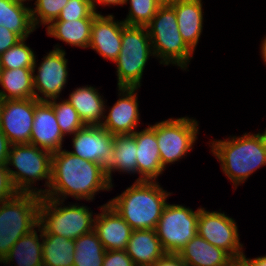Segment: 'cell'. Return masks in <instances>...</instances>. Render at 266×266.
<instances>
[{
  "label": "cell",
  "mask_w": 266,
  "mask_h": 266,
  "mask_svg": "<svg viewBox=\"0 0 266 266\" xmlns=\"http://www.w3.org/2000/svg\"><path fill=\"white\" fill-rule=\"evenodd\" d=\"M112 187L102 165L60 149L52 154L50 188L43 197L65 202L72 196L78 201H92L97 192Z\"/></svg>",
  "instance_id": "1"
},
{
  "label": "cell",
  "mask_w": 266,
  "mask_h": 266,
  "mask_svg": "<svg viewBox=\"0 0 266 266\" xmlns=\"http://www.w3.org/2000/svg\"><path fill=\"white\" fill-rule=\"evenodd\" d=\"M211 153L219 160L222 172L235 186L244 183L260 167L266 165V129L243 136H229L209 142Z\"/></svg>",
  "instance_id": "2"
},
{
  "label": "cell",
  "mask_w": 266,
  "mask_h": 266,
  "mask_svg": "<svg viewBox=\"0 0 266 266\" xmlns=\"http://www.w3.org/2000/svg\"><path fill=\"white\" fill-rule=\"evenodd\" d=\"M169 196L158 181H135L107 203L133 230H155Z\"/></svg>",
  "instance_id": "3"
},
{
  "label": "cell",
  "mask_w": 266,
  "mask_h": 266,
  "mask_svg": "<svg viewBox=\"0 0 266 266\" xmlns=\"http://www.w3.org/2000/svg\"><path fill=\"white\" fill-rule=\"evenodd\" d=\"M146 28L154 58L160 59V64L166 66L173 64L186 71L194 51L179 33L174 8L172 6L159 7Z\"/></svg>",
  "instance_id": "4"
},
{
  "label": "cell",
  "mask_w": 266,
  "mask_h": 266,
  "mask_svg": "<svg viewBox=\"0 0 266 266\" xmlns=\"http://www.w3.org/2000/svg\"><path fill=\"white\" fill-rule=\"evenodd\" d=\"M6 166L19 193H32L43 197L50 188L52 153L31 144H13ZM9 166H14L17 170ZM40 180H45L44 187L47 189H37L34 186Z\"/></svg>",
  "instance_id": "5"
},
{
  "label": "cell",
  "mask_w": 266,
  "mask_h": 266,
  "mask_svg": "<svg viewBox=\"0 0 266 266\" xmlns=\"http://www.w3.org/2000/svg\"><path fill=\"white\" fill-rule=\"evenodd\" d=\"M41 199L38 194L18 193L0 202V263L23 235L37 228Z\"/></svg>",
  "instance_id": "6"
},
{
  "label": "cell",
  "mask_w": 266,
  "mask_h": 266,
  "mask_svg": "<svg viewBox=\"0 0 266 266\" xmlns=\"http://www.w3.org/2000/svg\"><path fill=\"white\" fill-rule=\"evenodd\" d=\"M154 56L146 26L123 25L121 50L116 63L117 88H140L143 72Z\"/></svg>",
  "instance_id": "7"
},
{
  "label": "cell",
  "mask_w": 266,
  "mask_h": 266,
  "mask_svg": "<svg viewBox=\"0 0 266 266\" xmlns=\"http://www.w3.org/2000/svg\"><path fill=\"white\" fill-rule=\"evenodd\" d=\"M63 202L42 197L38 224L42 234L61 235L76 240L94 230L95 217L88 206L77 203L65 206Z\"/></svg>",
  "instance_id": "8"
},
{
  "label": "cell",
  "mask_w": 266,
  "mask_h": 266,
  "mask_svg": "<svg viewBox=\"0 0 266 266\" xmlns=\"http://www.w3.org/2000/svg\"><path fill=\"white\" fill-rule=\"evenodd\" d=\"M198 121L189 117L169 118L155 123V134L162 166L179 161L194 147Z\"/></svg>",
  "instance_id": "9"
},
{
  "label": "cell",
  "mask_w": 266,
  "mask_h": 266,
  "mask_svg": "<svg viewBox=\"0 0 266 266\" xmlns=\"http://www.w3.org/2000/svg\"><path fill=\"white\" fill-rule=\"evenodd\" d=\"M199 208L167 203L156 227V233L166 253L178 254L197 234Z\"/></svg>",
  "instance_id": "10"
},
{
  "label": "cell",
  "mask_w": 266,
  "mask_h": 266,
  "mask_svg": "<svg viewBox=\"0 0 266 266\" xmlns=\"http://www.w3.org/2000/svg\"><path fill=\"white\" fill-rule=\"evenodd\" d=\"M198 235L215 247L227 251L236 261L244 256L236 221L225 213L199 208Z\"/></svg>",
  "instance_id": "11"
},
{
  "label": "cell",
  "mask_w": 266,
  "mask_h": 266,
  "mask_svg": "<svg viewBox=\"0 0 266 266\" xmlns=\"http://www.w3.org/2000/svg\"><path fill=\"white\" fill-rule=\"evenodd\" d=\"M60 45L54 46L43 61L37 65L36 59L33 66V86L35 99L38 101H51L58 99L68 82V59L66 52ZM38 66V68H37ZM37 73H35V71ZM41 95V96H40Z\"/></svg>",
  "instance_id": "12"
},
{
  "label": "cell",
  "mask_w": 266,
  "mask_h": 266,
  "mask_svg": "<svg viewBox=\"0 0 266 266\" xmlns=\"http://www.w3.org/2000/svg\"><path fill=\"white\" fill-rule=\"evenodd\" d=\"M35 98L3 100L0 130L10 143L29 144L34 121Z\"/></svg>",
  "instance_id": "13"
},
{
  "label": "cell",
  "mask_w": 266,
  "mask_h": 266,
  "mask_svg": "<svg viewBox=\"0 0 266 266\" xmlns=\"http://www.w3.org/2000/svg\"><path fill=\"white\" fill-rule=\"evenodd\" d=\"M113 138L102 126L85 125L73 134L74 149L69 152L106 168L113 158Z\"/></svg>",
  "instance_id": "14"
},
{
  "label": "cell",
  "mask_w": 266,
  "mask_h": 266,
  "mask_svg": "<svg viewBox=\"0 0 266 266\" xmlns=\"http://www.w3.org/2000/svg\"><path fill=\"white\" fill-rule=\"evenodd\" d=\"M137 88H118L119 99L101 124L112 135H132L140 120Z\"/></svg>",
  "instance_id": "15"
},
{
  "label": "cell",
  "mask_w": 266,
  "mask_h": 266,
  "mask_svg": "<svg viewBox=\"0 0 266 266\" xmlns=\"http://www.w3.org/2000/svg\"><path fill=\"white\" fill-rule=\"evenodd\" d=\"M115 16L97 14L91 26L89 48L96 51L105 60L115 62L122 44L123 21L115 20Z\"/></svg>",
  "instance_id": "16"
},
{
  "label": "cell",
  "mask_w": 266,
  "mask_h": 266,
  "mask_svg": "<svg viewBox=\"0 0 266 266\" xmlns=\"http://www.w3.org/2000/svg\"><path fill=\"white\" fill-rule=\"evenodd\" d=\"M63 139L65 138L57 123L52 105L48 101H39L35 106L29 144L53 154L63 149Z\"/></svg>",
  "instance_id": "17"
},
{
  "label": "cell",
  "mask_w": 266,
  "mask_h": 266,
  "mask_svg": "<svg viewBox=\"0 0 266 266\" xmlns=\"http://www.w3.org/2000/svg\"><path fill=\"white\" fill-rule=\"evenodd\" d=\"M95 213L94 231L103 247L108 250H125L133 229L108 203Z\"/></svg>",
  "instance_id": "18"
},
{
  "label": "cell",
  "mask_w": 266,
  "mask_h": 266,
  "mask_svg": "<svg viewBox=\"0 0 266 266\" xmlns=\"http://www.w3.org/2000/svg\"><path fill=\"white\" fill-rule=\"evenodd\" d=\"M132 136L137 145V174H140L136 181H157L165 168L161 164L155 124H148L145 129L135 131Z\"/></svg>",
  "instance_id": "19"
},
{
  "label": "cell",
  "mask_w": 266,
  "mask_h": 266,
  "mask_svg": "<svg viewBox=\"0 0 266 266\" xmlns=\"http://www.w3.org/2000/svg\"><path fill=\"white\" fill-rule=\"evenodd\" d=\"M178 255L187 266H233L237 262L227 251L215 247L198 234Z\"/></svg>",
  "instance_id": "20"
},
{
  "label": "cell",
  "mask_w": 266,
  "mask_h": 266,
  "mask_svg": "<svg viewBox=\"0 0 266 266\" xmlns=\"http://www.w3.org/2000/svg\"><path fill=\"white\" fill-rule=\"evenodd\" d=\"M171 6L176 13L179 33L185 43L195 51L203 31L202 0H175Z\"/></svg>",
  "instance_id": "21"
},
{
  "label": "cell",
  "mask_w": 266,
  "mask_h": 266,
  "mask_svg": "<svg viewBox=\"0 0 266 266\" xmlns=\"http://www.w3.org/2000/svg\"><path fill=\"white\" fill-rule=\"evenodd\" d=\"M103 96L93 86H82L74 89L67 100L78 112L84 125L101 126L106 114V104Z\"/></svg>",
  "instance_id": "22"
},
{
  "label": "cell",
  "mask_w": 266,
  "mask_h": 266,
  "mask_svg": "<svg viewBox=\"0 0 266 266\" xmlns=\"http://www.w3.org/2000/svg\"><path fill=\"white\" fill-rule=\"evenodd\" d=\"M126 253L135 266H153L166 254L156 230H133L127 243Z\"/></svg>",
  "instance_id": "23"
},
{
  "label": "cell",
  "mask_w": 266,
  "mask_h": 266,
  "mask_svg": "<svg viewBox=\"0 0 266 266\" xmlns=\"http://www.w3.org/2000/svg\"><path fill=\"white\" fill-rule=\"evenodd\" d=\"M93 21L94 18L52 21L46 28L47 35L73 47L89 48Z\"/></svg>",
  "instance_id": "24"
},
{
  "label": "cell",
  "mask_w": 266,
  "mask_h": 266,
  "mask_svg": "<svg viewBox=\"0 0 266 266\" xmlns=\"http://www.w3.org/2000/svg\"><path fill=\"white\" fill-rule=\"evenodd\" d=\"M36 230L40 235L37 234ZM40 239H42V228L38 225L37 229L34 228L28 234L23 235L13 245L1 263L9 266L16 260V266H43L42 241Z\"/></svg>",
  "instance_id": "25"
},
{
  "label": "cell",
  "mask_w": 266,
  "mask_h": 266,
  "mask_svg": "<svg viewBox=\"0 0 266 266\" xmlns=\"http://www.w3.org/2000/svg\"><path fill=\"white\" fill-rule=\"evenodd\" d=\"M0 85L3 100L35 98L32 68L2 69Z\"/></svg>",
  "instance_id": "26"
},
{
  "label": "cell",
  "mask_w": 266,
  "mask_h": 266,
  "mask_svg": "<svg viewBox=\"0 0 266 266\" xmlns=\"http://www.w3.org/2000/svg\"><path fill=\"white\" fill-rule=\"evenodd\" d=\"M136 151L137 145L132 135H114L113 158L105 168L108 181L111 185L112 173L115 171L125 174L137 173Z\"/></svg>",
  "instance_id": "27"
},
{
  "label": "cell",
  "mask_w": 266,
  "mask_h": 266,
  "mask_svg": "<svg viewBox=\"0 0 266 266\" xmlns=\"http://www.w3.org/2000/svg\"><path fill=\"white\" fill-rule=\"evenodd\" d=\"M0 25L27 39L36 30L31 17V8L11 0H0Z\"/></svg>",
  "instance_id": "28"
},
{
  "label": "cell",
  "mask_w": 266,
  "mask_h": 266,
  "mask_svg": "<svg viewBox=\"0 0 266 266\" xmlns=\"http://www.w3.org/2000/svg\"><path fill=\"white\" fill-rule=\"evenodd\" d=\"M43 266H73L75 244L61 235L42 234Z\"/></svg>",
  "instance_id": "29"
},
{
  "label": "cell",
  "mask_w": 266,
  "mask_h": 266,
  "mask_svg": "<svg viewBox=\"0 0 266 266\" xmlns=\"http://www.w3.org/2000/svg\"><path fill=\"white\" fill-rule=\"evenodd\" d=\"M73 266H103L106 250L93 230L74 240Z\"/></svg>",
  "instance_id": "30"
},
{
  "label": "cell",
  "mask_w": 266,
  "mask_h": 266,
  "mask_svg": "<svg viewBox=\"0 0 266 266\" xmlns=\"http://www.w3.org/2000/svg\"><path fill=\"white\" fill-rule=\"evenodd\" d=\"M55 112L57 123L60 126L61 132L64 136L73 135L85 125L78 115V112L69 103L67 99L61 98V101L53 99L48 101Z\"/></svg>",
  "instance_id": "31"
},
{
  "label": "cell",
  "mask_w": 266,
  "mask_h": 266,
  "mask_svg": "<svg viewBox=\"0 0 266 266\" xmlns=\"http://www.w3.org/2000/svg\"><path fill=\"white\" fill-rule=\"evenodd\" d=\"M22 38L0 56L2 69L33 68L36 55Z\"/></svg>",
  "instance_id": "32"
},
{
  "label": "cell",
  "mask_w": 266,
  "mask_h": 266,
  "mask_svg": "<svg viewBox=\"0 0 266 266\" xmlns=\"http://www.w3.org/2000/svg\"><path fill=\"white\" fill-rule=\"evenodd\" d=\"M127 3H130V10L122 20L126 25L146 26L159 9L154 0H126Z\"/></svg>",
  "instance_id": "33"
},
{
  "label": "cell",
  "mask_w": 266,
  "mask_h": 266,
  "mask_svg": "<svg viewBox=\"0 0 266 266\" xmlns=\"http://www.w3.org/2000/svg\"><path fill=\"white\" fill-rule=\"evenodd\" d=\"M69 0H36L35 8H31V17L34 27L48 26L56 20Z\"/></svg>",
  "instance_id": "34"
},
{
  "label": "cell",
  "mask_w": 266,
  "mask_h": 266,
  "mask_svg": "<svg viewBox=\"0 0 266 266\" xmlns=\"http://www.w3.org/2000/svg\"><path fill=\"white\" fill-rule=\"evenodd\" d=\"M96 15L90 0H69L54 21L94 18Z\"/></svg>",
  "instance_id": "35"
},
{
  "label": "cell",
  "mask_w": 266,
  "mask_h": 266,
  "mask_svg": "<svg viewBox=\"0 0 266 266\" xmlns=\"http://www.w3.org/2000/svg\"><path fill=\"white\" fill-rule=\"evenodd\" d=\"M18 193L11 180L6 164H0V202L11 199Z\"/></svg>",
  "instance_id": "36"
},
{
  "label": "cell",
  "mask_w": 266,
  "mask_h": 266,
  "mask_svg": "<svg viewBox=\"0 0 266 266\" xmlns=\"http://www.w3.org/2000/svg\"><path fill=\"white\" fill-rule=\"evenodd\" d=\"M103 266H135L125 250H108L104 256Z\"/></svg>",
  "instance_id": "37"
},
{
  "label": "cell",
  "mask_w": 266,
  "mask_h": 266,
  "mask_svg": "<svg viewBox=\"0 0 266 266\" xmlns=\"http://www.w3.org/2000/svg\"><path fill=\"white\" fill-rule=\"evenodd\" d=\"M20 40L16 33L0 25V56Z\"/></svg>",
  "instance_id": "38"
},
{
  "label": "cell",
  "mask_w": 266,
  "mask_h": 266,
  "mask_svg": "<svg viewBox=\"0 0 266 266\" xmlns=\"http://www.w3.org/2000/svg\"><path fill=\"white\" fill-rule=\"evenodd\" d=\"M153 266H187L178 254L166 253Z\"/></svg>",
  "instance_id": "39"
},
{
  "label": "cell",
  "mask_w": 266,
  "mask_h": 266,
  "mask_svg": "<svg viewBox=\"0 0 266 266\" xmlns=\"http://www.w3.org/2000/svg\"><path fill=\"white\" fill-rule=\"evenodd\" d=\"M11 145L5 134L0 130V164L7 163Z\"/></svg>",
  "instance_id": "40"
},
{
  "label": "cell",
  "mask_w": 266,
  "mask_h": 266,
  "mask_svg": "<svg viewBox=\"0 0 266 266\" xmlns=\"http://www.w3.org/2000/svg\"><path fill=\"white\" fill-rule=\"evenodd\" d=\"M91 4H92V8L94 10L95 13L97 14H101V12H97V4L98 5H102V6H110V5H125L126 0H90Z\"/></svg>",
  "instance_id": "41"
},
{
  "label": "cell",
  "mask_w": 266,
  "mask_h": 266,
  "mask_svg": "<svg viewBox=\"0 0 266 266\" xmlns=\"http://www.w3.org/2000/svg\"><path fill=\"white\" fill-rule=\"evenodd\" d=\"M246 266H266V255L259 256L253 259L246 258V255L241 260Z\"/></svg>",
  "instance_id": "42"
},
{
  "label": "cell",
  "mask_w": 266,
  "mask_h": 266,
  "mask_svg": "<svg viewBox=\"0 0 266 266\" xmlns=\"http://www.w3.org/2000/svg\"><path fill=\"white\" fill-rule=\"evenodd\" d=\"M262 44H261V58L263 59V62L265 63L266 65V36L264 37V39L261 41Z\"/></svg>",
  "instance_id": "43"
},
{
  "label": "cell",
  "mask_w": 266,
  "mask_h": 266,
  "mask_svg": "<svg viewBox=\"0 0 266 266\" xmlns=\"http://www.w3.org/2000/svg\"><path fill=\"white\" fill-rule=\"evenodd\" d=\"M159 7L171 6L175 0H154Z\"/></svg>",
  "instance_id": "44"
},
{
  "label": "cell",
  "mask_w": 266,
  "mask_h": 266,
  "mask_svg": "<svg viewBox=\"0 0 266 266\" xmlns=\"http://www.w3.org/2000/svg\"><path fill=\"white\" fill-rule=\"evenodd\" d=\"M2 110H3V99L0 97V126H1Z\"/></svg>",
  "instance_id": "45"
},
{
  "label": "cell",
  "mask_w": 266,
  "mask_h": 266,
  "mask_svg": "<svg viewBox=\"0 0 266 266\" xmlns=\"http://www.w3.org/2000/svg\"><path fill=\"white\" fill-rule=\"evenodd\" d=\"M233 266H246L242 261H237Z\"/></svg>",
  "instance_id": "46"
},
{
  "label": "cell",
  "mask_w": 266,
  "mask_h": 266,
  "mask_svg": "<svg viewBox=\"0 0 266 266\" xmlns=\"http://www.w3.org/2000/svg\"><path fill=\"white\" fill-rule=\"evenodd\" d=\"M11 1L18 2V3H22V4H26L24 2L31 1V0H11Z\"/></svg>",
  "instance_id": "47"
},
{
  "label": "cell",
  "mask_w": 266,
  "mask_h": 266,
  "mask_svg": "<svg viewBox=\"0 0 266 266\" xmlns=\"http://www.w3.org/2000/svg\"><path fill=\"white\" fill-rule=\"evenodd\" d=\"M1 74H2V65L0 63V76H1Z\"/></svg>",
  "instance_id": "48"
}]
</instances>
